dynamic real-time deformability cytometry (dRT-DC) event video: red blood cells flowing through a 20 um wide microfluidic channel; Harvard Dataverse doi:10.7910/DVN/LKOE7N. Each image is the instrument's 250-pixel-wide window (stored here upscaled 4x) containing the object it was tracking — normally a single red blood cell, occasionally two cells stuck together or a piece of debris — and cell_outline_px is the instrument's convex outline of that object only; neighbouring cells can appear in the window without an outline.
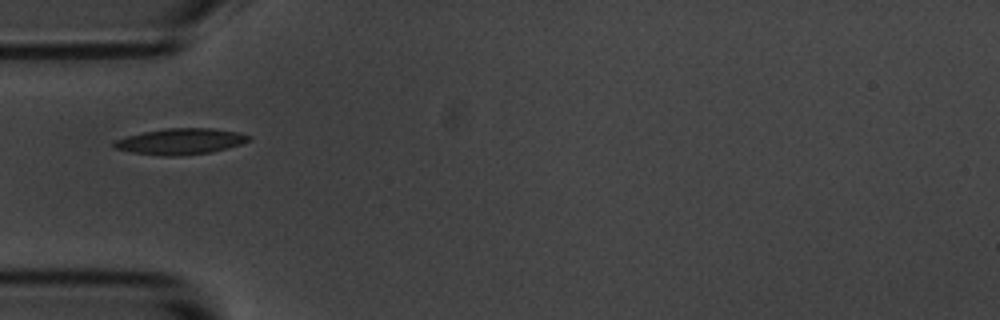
{"species": "common noctule bat (a hibernating species)", "species_latin": "Nyctalus noctula", "temperature_condition": "room temperature", "stored_images_in_passage": 10, "camera_frame_rate_fps": 3000, "um_per_image_px": 0.085, "animal": {"sex": "male", "body_mass_g": 20.1, "forearm_length_mm": 53.5}, "frame": {"image": 1, "passage_image": 6, "time_ms": 7.0, "image_size_px": [1000, 320], "cell_outline_px": [[252, 140], [228, 148], [212, 152], [180, 156], [160, 156], [132, 152], [112, 148], [112, 144], [116, 140], [128, 136], [144, 132], [164, 128], [212, 128], [240, 132], [252, 136]], "centroid_in_image_um": [15.38, 12.02], "position_along_channel_um": 69.6, "area_um2": 20.63}}
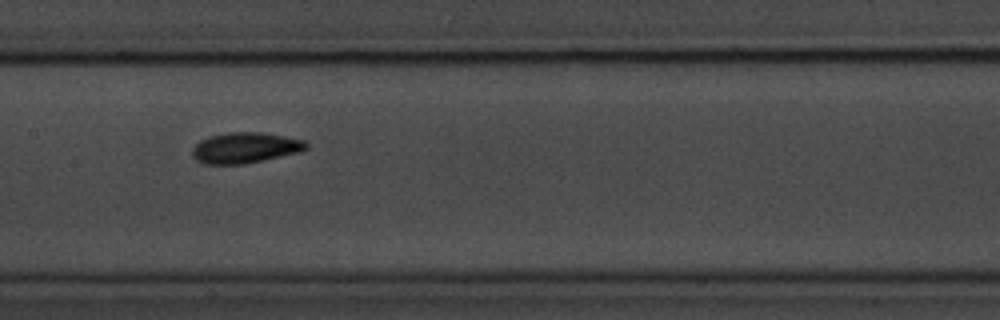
{"frame": {"image": 2, "passage_image": 9, "time_ms": 10.333, "image_size_px": [1000, 320], "cell_outline_px": [[308, 148], [300, 152], [264, 160], [244, 164], [204, 164], [196, 160], [192, 156], [192, 148], [200, 140], [208, 136], [228, 132], [264, 132], [304, 140], [308, 144]], "centroid_in_image_um": [20.83, 12.56], "position_along_channel_um": 186.6, "area_um2": 20.58}}